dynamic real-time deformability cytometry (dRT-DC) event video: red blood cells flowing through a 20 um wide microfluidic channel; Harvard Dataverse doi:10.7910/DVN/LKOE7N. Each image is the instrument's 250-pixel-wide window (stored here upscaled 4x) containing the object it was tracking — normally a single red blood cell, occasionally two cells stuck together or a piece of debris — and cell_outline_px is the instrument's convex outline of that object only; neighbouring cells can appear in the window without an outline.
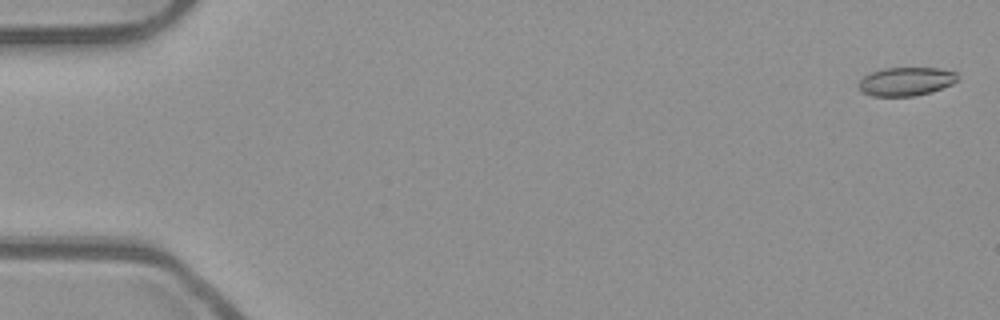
{"species": "common noctule bat (a hibernating species)", "species_latin": "Nyctalus noctula", "temperature_condition": "room temperature", "stored_images_in_passage": 49, "camera_frame_rate_fps": 3000, "um_per_image_px": 0.085, "animal": {"sex": "male", "body_mass_g": 23.1, "forearm_length_mm": 52.7}, "frame": {"image": 1, "passage_image": 2, "time_ms": 0.333, "image_size_px": [1000, 320], "cell_outline_px": [[956, 80], [952, 84], [932, 92], [916, 96], [872, 96], [860, 92], [856, 84], [864, 76], [872, 72], [884, 68], [940, 68], [956, 72]], "centroid_in_image_um": [76.96, 6.93], "position_along_channel_um": 8.0, "area_um2": 16.59}}
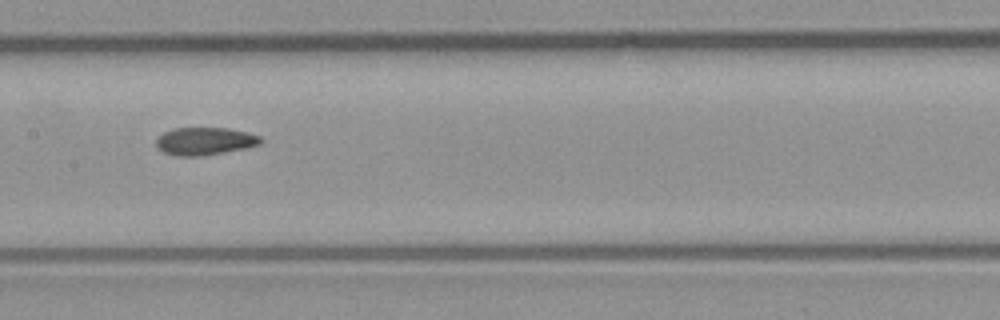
{"frame": {"image": 2, "passage_image": 28, "time_ms": 9.0, "image_size_px": [1000, 320], "cell_outline_px": [[264, 140], [260, 144], [248, 148], [200, 156], [176, 156], [164, 152], [156, 144], [156, 140], [164, 132], [176, 128], [228, 128], [248, 132], [260, 136]], "centroid_in_image_um": [17.47, 12.0], "position_along_channel_um": 189.9, "area_um2": 16.82}}
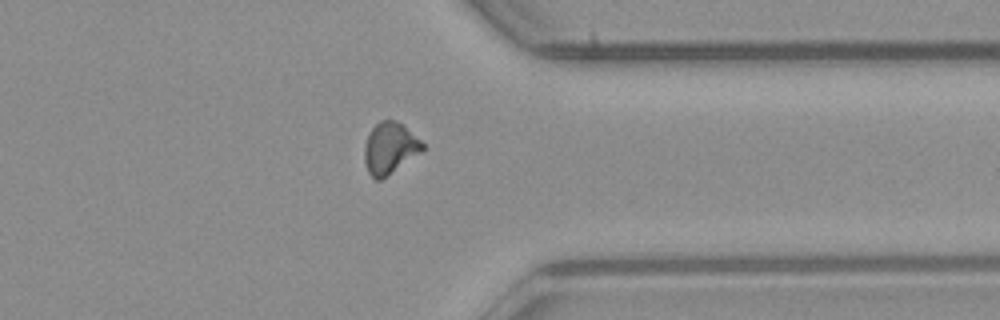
{"frame": {"image": 3, "passage_image": 43, "time_ms": 14.0, "image_size_px": [1000, 320], "cell_outline_px": [[424, 148], [420, 152], [380, 180], [376, 180], [368, 172], [364, 160], [364, 144], [372, 128], [380, 120], [396, 120], [420, 140], [424, 144]], "centroid_in_image_um": [33.1, 12.58], "position_along_channel_um": 378.3, "area_um2": 16.94}}